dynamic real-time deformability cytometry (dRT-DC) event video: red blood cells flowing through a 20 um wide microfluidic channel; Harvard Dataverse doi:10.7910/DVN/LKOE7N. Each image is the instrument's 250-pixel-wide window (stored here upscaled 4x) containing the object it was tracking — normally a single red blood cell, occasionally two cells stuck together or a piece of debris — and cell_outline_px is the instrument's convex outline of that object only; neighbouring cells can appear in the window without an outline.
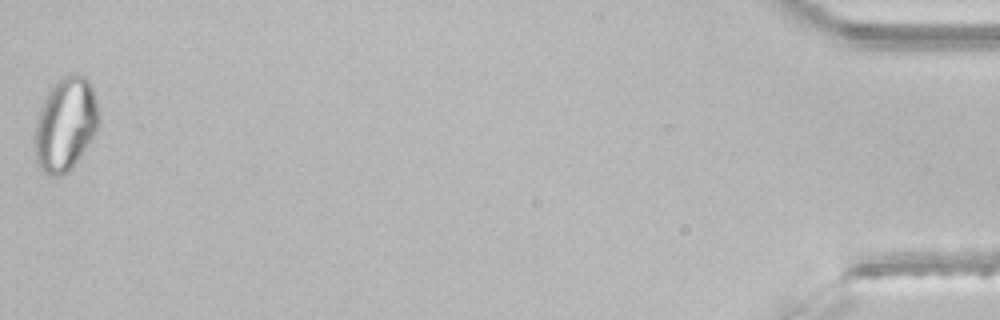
{"species": "common noctule bat (a hibernating species)", "species_latin": "Nyctalus noctula", "temperature_condition": "room temperature", "stored_images_in_passage": 36, "segment_of_instrument_passage": [2, 2], "camera_frame_rate_fps": 3000, "um_per_image_px": 0.085, "animal": {"sex": "male", "body_mass_g": 21.5, "forearm_length_mm": 52.0}, "frame": {"image": 1, "passage_image": 36, "time_ms": 11.667, "image_size_px": [1000, 320], "cell_outline_px": [[100, 120], [92, 136], [72, 168], [68, 172], [60, 176], [52, 176], [44, 172], [40, 168], [36, 160], [36, 120], [40, 108], [48, 92], [56, 80], [60, 76], [68, 72], [76, 72], [88, 76], [92, 84], [96, 100]], "centroid_in_image_um": [5.58, 10.48], "position_along_channel_um": 429.6, "area_um2": 34.91}}